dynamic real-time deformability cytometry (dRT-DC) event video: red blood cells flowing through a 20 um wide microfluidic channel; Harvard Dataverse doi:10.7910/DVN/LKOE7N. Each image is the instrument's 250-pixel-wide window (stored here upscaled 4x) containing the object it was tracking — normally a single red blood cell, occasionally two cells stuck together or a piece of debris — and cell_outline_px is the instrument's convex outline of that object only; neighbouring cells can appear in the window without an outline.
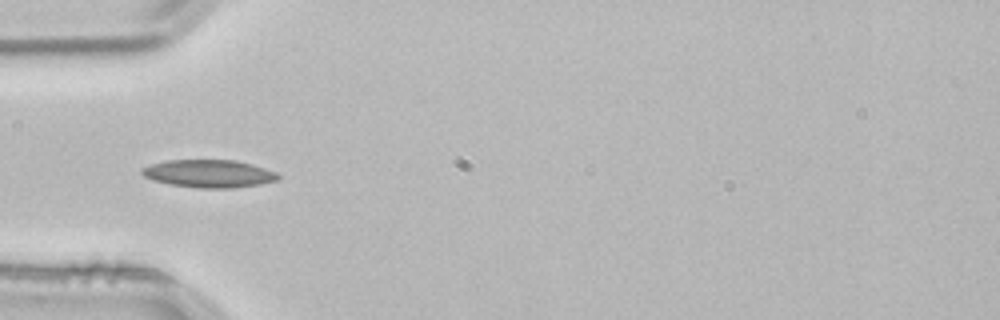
{"species": "common noctule bat (a hibernating species)", "species_latin": "Nyctalus noctula", "temperature_condition": "room temperature", "stored_images_in_passage": 52, "camera_frame_rate_fps": 3000, "um_per_image_px": 0.085, "animal": {"sex": "male", "body_mass_g": 21.5, "forearm_length_mm": 52.0}, "frame": {"image": 1, "passage_image": 16, "time_ms": 5.0, "image_size_px": [1000, 320], "cell_outline_px": [[280, 176], [276, 180], [260, 184], [232, 188], [200, 188], [172, 184], [152, 180], [144, 176], [140, 172], [140, 168], [164, 160], [236, 160], [252, 164], [276, 172]], "centroid_in_image_um": [17.73, 14.75], "position_along_channel_um": 67.3, "area_um2": 21.96}, "authors_computed_cell_mechanics": {"area_um2": 19.7676, "velocity_mm_per_s": 3.8263, "shape_relaxation_time_tau1_ms": 7.6189, "shape_relaxation_time_tau2_ms": 6.4159, "deformation_change_tau1": 0.1657, "deformation_change_tau2": 0.1163}}